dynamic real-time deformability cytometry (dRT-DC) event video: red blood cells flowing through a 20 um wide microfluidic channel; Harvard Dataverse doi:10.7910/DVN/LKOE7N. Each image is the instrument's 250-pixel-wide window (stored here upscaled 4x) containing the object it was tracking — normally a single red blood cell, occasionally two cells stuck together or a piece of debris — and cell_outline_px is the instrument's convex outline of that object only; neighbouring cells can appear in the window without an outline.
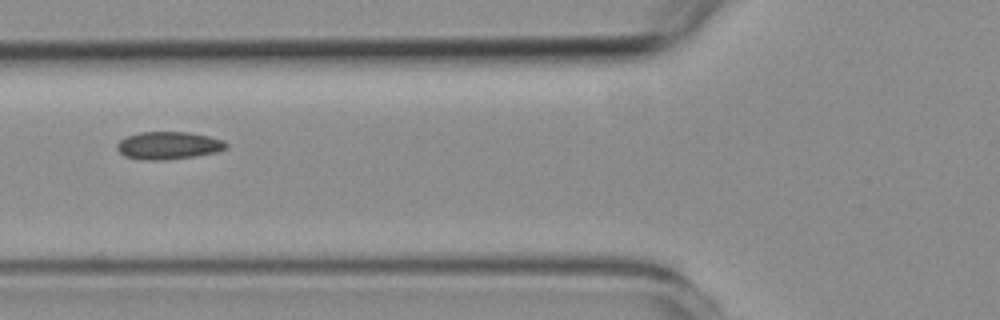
{"species": "common noctule bat (a hibernating species)", "species_latin": "Nyctalus noctula", "temperature_condition": "room temperature", "stored_images_in_passage": 6, "camera_frame_rate_fps": 3000, "um_per_image_px": 0.085, "animal": {"sex": "female", "body_mass_g": 19.3, "forearm_length_mm": 54.1}, "frame": {"image": 1, "passage_image": 2, "time_ms": 1.333, "image_size_px": [1000, 320], "cell_outline_px": [[228, 148], [216, 152], [196, 156], [164, 160], [140, 160], [124, 156], [116, 148], [116, 144], [120, 140], [128, 136], [140, 132], [188, 132], [208, 136], [224, 140], [228, 144]], "centroid_in_image_um": [14.32, 12.37], "position_along_channel_um": 111.5, "area_um2": 17.69}}
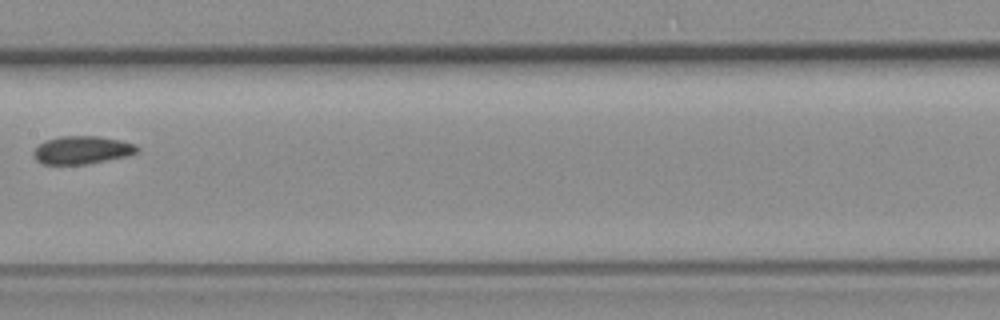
{"frame": {"image": 2, "passage_image": 4, "time_ms": 3.667, "image_size_px": [1000, 320], "cell_outline_px": [[140, 152], [128, 156], [88, 164], [44, 164], [36, 160], [32, 156], [32, 152], [44, 140], [60, 136], [100, 136], [120, 140], [136, 144], [140, 148]], "centroid_in_image_um": [7.0, 12.75], "position_along_channel_um": 200.4, "area_um2": 17.17}}
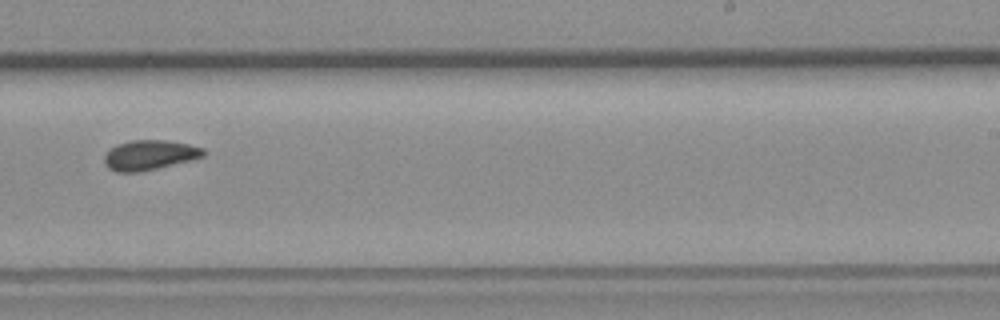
{"frame": {"image": 3, "passage_image": 6, "time_ms": 5.667, "image_size_px": [1000, 320], "cell_outline_px": [[204, 156], [140, 172], [116, 172], [108, 168], [104, 164], [104, 156], [116, 144], [132, 140], [168, 140], [188, 144], [204, 148]], "centroid_in_image_um": [12.67, 13.17], "position_along_channel_um": 276.3, "area_um2": 17.05}}